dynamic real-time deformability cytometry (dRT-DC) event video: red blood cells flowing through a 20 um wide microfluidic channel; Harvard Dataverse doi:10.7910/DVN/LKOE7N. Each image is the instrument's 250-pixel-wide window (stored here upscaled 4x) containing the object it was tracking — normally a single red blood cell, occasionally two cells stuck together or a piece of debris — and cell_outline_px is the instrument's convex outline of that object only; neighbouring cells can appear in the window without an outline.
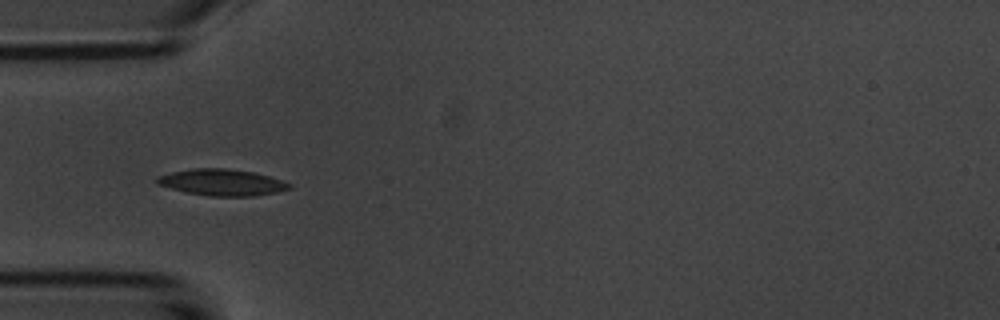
{"species": "common noctule bat (a hibernating species)", "species_latin": "Nyctalus noctula", "temperature_condition": "room temperature", "stored_images_in_passage": 17, "camera_frame_rate_fps": 3000, "um_per_image_px": 0.085, "animal": {"sex": "male", "body_mass_g": 20.1, "forearm_length_mm": 53.5}, "frame": {"image": 1, "passage_image": 3, "time_ms": 0.667, "image_size_px": [1000, 320], "cell_outline_px": [[292, 188], [276, 192], [256, 196], [208, 196], [184, 192], [156, 184], [156, 176], [172, 172], [192, 168], [224, 168], [252, 172], [268, 176], [292, 184]], "centroid_in_image_um": [18.83, 15.51], "position_along_channel_um": 66.2, "area_um2": 20.4}}
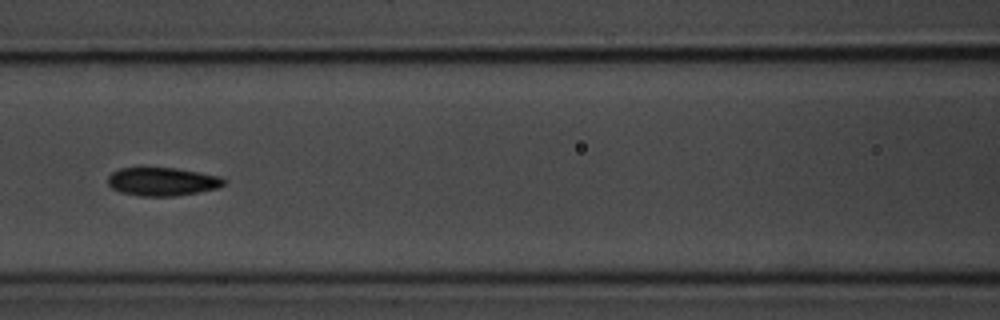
{"frame": {"image": 2, "passage_image": 10, "time_ms": 3.0, "image_size_px": [1000, 320], "cell_outline_px": [[224, 184], [216, 188], [200, 192], [176, 196], [140, 196], [120, 192], [112, 188], [108, 184], [108, 176], [112, 172], [120, 168], [176, 168], [220, 176], [224, 180]], "centroid_in_image_um": [13.77, 15.44], "position_along_channel_um": 152.8, "area_um2": 19.07}}